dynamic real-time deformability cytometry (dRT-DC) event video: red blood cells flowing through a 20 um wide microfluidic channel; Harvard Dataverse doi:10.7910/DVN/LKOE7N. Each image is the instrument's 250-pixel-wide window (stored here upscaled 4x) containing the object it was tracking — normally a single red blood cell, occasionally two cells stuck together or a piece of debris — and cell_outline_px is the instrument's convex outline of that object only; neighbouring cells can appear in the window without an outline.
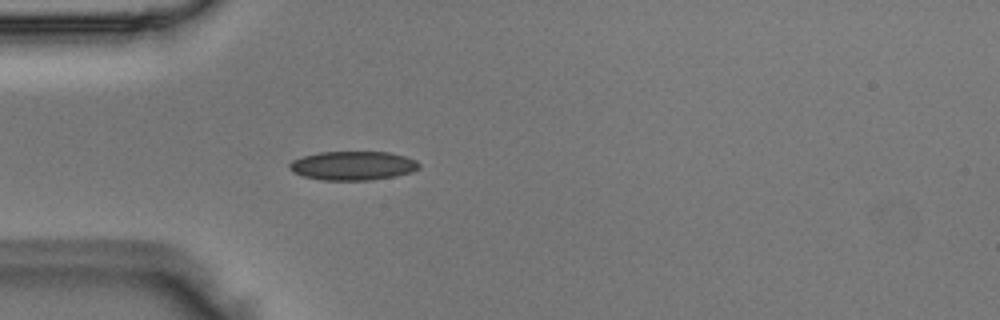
{"species": "Egyptian fruit bat (a non-hibernating species)", "species_latin": "Rousettus aegyptiacus", "temperature_condition": "room temperature", "stored_images_in_passage": 1, "camera_frame_rate_fps": 3000, "um_per_image_px": 0.085, "animal": {"sex": "male"}, "frame": {"image": 1, "passage_image": 1, "time_ms": 0.0, "image_size_px": [1000, 320], "cell_outline_px": [[420, 168], [412, 172], [396, 176], [368, 180], [324, 180], [304, 176], [292, 172], [288, 168], [288, 164], [292, 160], [304, 156], [320, 152], [388, 152], [404, 156], [416, 160], [420, 164]], "centroid_in_image_um": [30.0, 14.08], "position_along_channel_um": 55.0, "area_um2": 21.85}}